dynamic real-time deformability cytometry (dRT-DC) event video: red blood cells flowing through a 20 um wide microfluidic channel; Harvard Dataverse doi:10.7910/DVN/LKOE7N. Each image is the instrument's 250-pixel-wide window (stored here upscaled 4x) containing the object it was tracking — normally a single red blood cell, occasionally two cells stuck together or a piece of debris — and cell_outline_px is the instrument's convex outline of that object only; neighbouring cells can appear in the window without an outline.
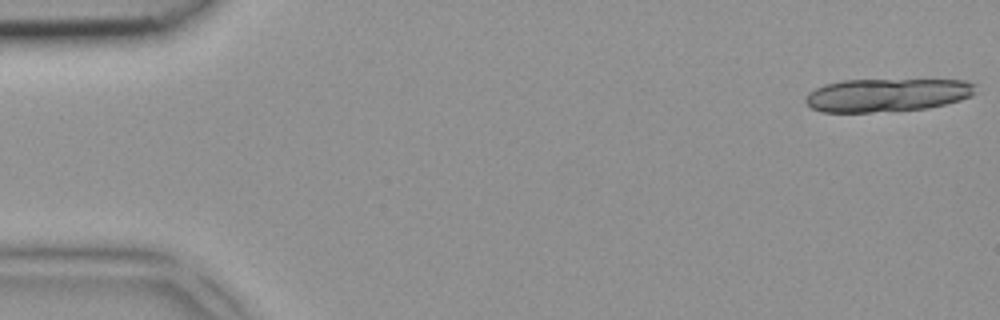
{"species": "common noctule bat (a hibernating species)", "species_latin": "Nyctalus noctula", "temperature_condition": "room temperature", "stored_images_in_passage": 5, "camera_frame_rate_fps": 3000, "um_per_image_px": 0.085, "animal": {"sex": "female", "body_mass_g": 18.4}, "frame": {"image": 1, "passage_image": 1, "time_ms": 0.0, "image_size_px": [1000, 320], "cell_outline_px": [[976, 92], [972, 96], [960, 100], [928, 108], [872, 112], [820, 112], [804, 104], [804, 96], [808, 92], [824, 84], [840, 80], [964, 80], [976, 84]], "centroid_in_image_um": [75.35, 8.07], "position_along_channel_um": 9.6, "area_um2": 33.18}}